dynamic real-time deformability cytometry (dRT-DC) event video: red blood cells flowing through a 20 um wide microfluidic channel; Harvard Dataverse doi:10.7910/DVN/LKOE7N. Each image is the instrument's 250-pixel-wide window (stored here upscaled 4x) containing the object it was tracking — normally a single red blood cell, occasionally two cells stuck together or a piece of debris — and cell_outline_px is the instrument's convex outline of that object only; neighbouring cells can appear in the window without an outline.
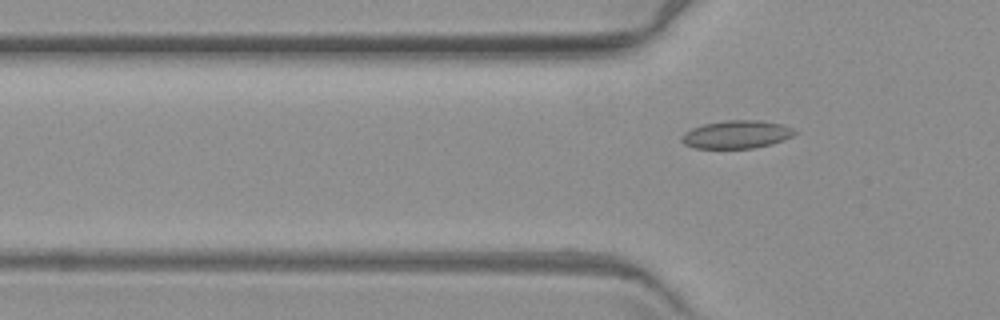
{"species": "common noctule bat (a hibernating species)", "species_latin": "Nyctalus noctula", "temperature_condition": "warm", "stored_images_in_passage": 5, "camera_frame_rate_fps": 3000, "um_per_image_px": 0.085, "animal": {"sex": "female", "body_mass_g": 19.3, "forearm_length_mm": 54.1}, "frame": {"image": 1, "passage_image": 5, "time_ms": 6.0, "image_size_px": [1000, 320], "cell_outline_px": [[796, 132], [792, 136], [772, 144], [752, 148], [696, 148], [684, 144], [680, 140], [680, 136], [684, 132], [692, 128], [704, 124], [724, 120], [760, 120], [780, 124], [792, 128]], "centroid_in_image_um": [62.56, 11.42], "position_along_channel_um": 63.2, "area_um2": 18.38}}